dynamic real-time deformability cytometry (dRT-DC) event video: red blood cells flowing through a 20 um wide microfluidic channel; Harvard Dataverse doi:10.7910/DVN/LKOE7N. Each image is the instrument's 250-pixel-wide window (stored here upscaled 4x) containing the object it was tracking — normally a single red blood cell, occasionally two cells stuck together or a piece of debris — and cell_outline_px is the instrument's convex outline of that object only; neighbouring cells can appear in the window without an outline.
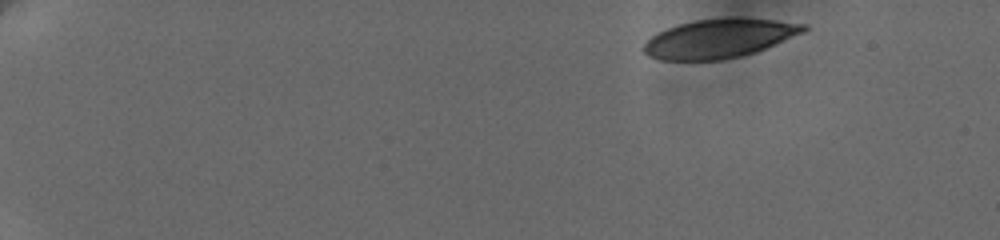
{"species": "human", "species_latin": "Homo sapiens", "temperature_condition": "cold", "stored_images_in_passage": 7, "camera_frame_rate_fps": 3000, "um_per_image_px": 0.085, "donor": {"sex": "female"}, "frame": {"image": 1, "passage_image": 1, "time_ms": 0.0, "image_size_px": [1000, 240], "cell_outline_px": [[808, 28], [804, 32], [756, 52], [740, 56], [720, 60], [660, 60], [648, 56], [644, 52], [644, 44], [652, 36], [668, 28], [680, 24], [696, 20], [776, 20], [808, 24]], "centroid_in_image_um": [61.13, 3.31], "position_along_channel_um": 23.9, "area_um2": 35.2}}
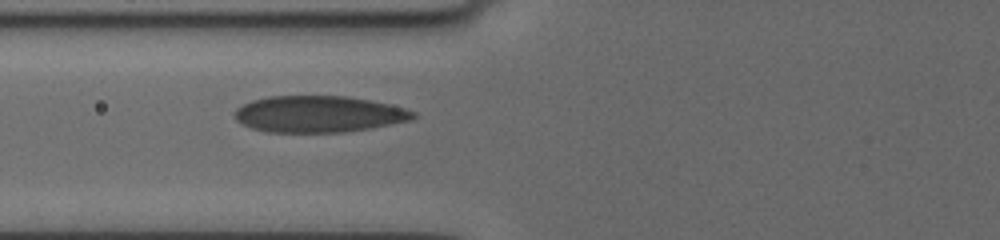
{"frame": {"image": 2, "passage_image": 6, "time_ms": 6.0, "image_size_px": [1000, 240], "cell_outline_px": [[416, 116], [408, 120], [368, 128], [344, 132], [268, 132], [252, 128], [236, 120], [232, 116], [232, 112], [236, 108], [252, 100], [268, 96], [348, 96], [388, 104], [404, 108], [416, 112]], "centroid_in_image_um": [27.02, 9.69], "position_along_channel_um": 98.8, "area_um2": 37.74}}
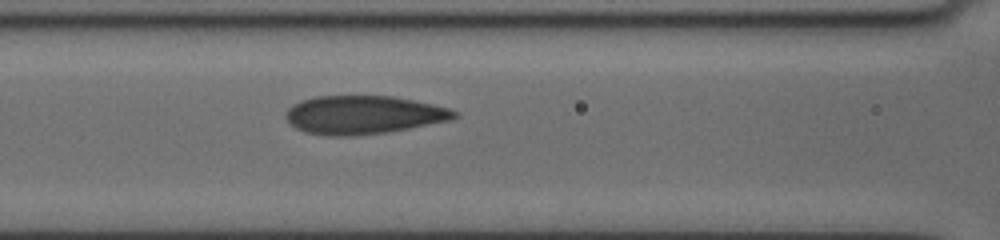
{"frame": {"image": 3, "passage_image": 7, "time_ms": 7.0, "image_size_px": [1000, 240], "cell_outline_px": [[460, 116], [452, 120], [408, 128], [384, 132], [348, 136], [328, 136], [304, 132], [296, 128], [284, 116], [284, 112], [292, 104], [300, 100], [316, 96], [392, 96], [432, 104], [448, 108], [456, 112]], "centroid_in_image_um": [30.85, 9.76], "position_along_channel_um": 135.7, "area_um2": 37.63}}